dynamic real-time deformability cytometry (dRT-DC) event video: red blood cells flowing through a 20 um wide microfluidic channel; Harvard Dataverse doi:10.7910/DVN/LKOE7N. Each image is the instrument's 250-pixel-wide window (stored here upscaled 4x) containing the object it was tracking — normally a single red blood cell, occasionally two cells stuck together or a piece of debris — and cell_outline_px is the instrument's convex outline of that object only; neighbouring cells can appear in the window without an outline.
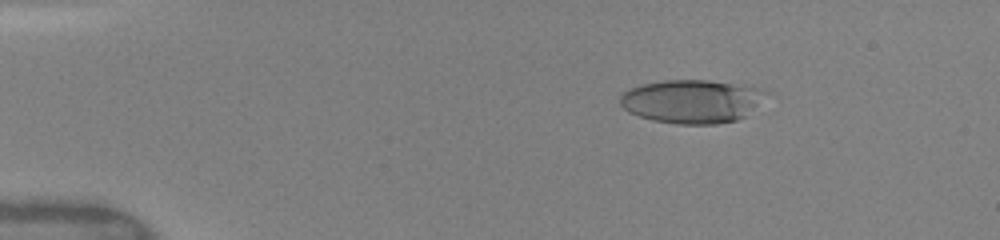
{"species": "human", "species_latin": "Homo sapiens", "temperature_condition": "warm", "stored_images_in_passage": 12, "camera_frame_rate_fps": 3000, "um_per_image_px": 0.085, "donor": {"sex": "female"}, "frame": {"image": 1, "passage_image": 3, "time_ms": 1.667, "image_size_px": [1000, 240], "cell_outline_px": [[768, 92], [744, 116], [736, 120], [716, 124], [676, 124], [652, 120], [628, 112], [620, 104], [620, 96], [628, 88], [640, 84], [664, 80], [708, 80], [756, 88]], "centroid_in_image_um": [58.71, 8.61], "position_along_channel_um": 26.3, "area_um2": 36.47}}
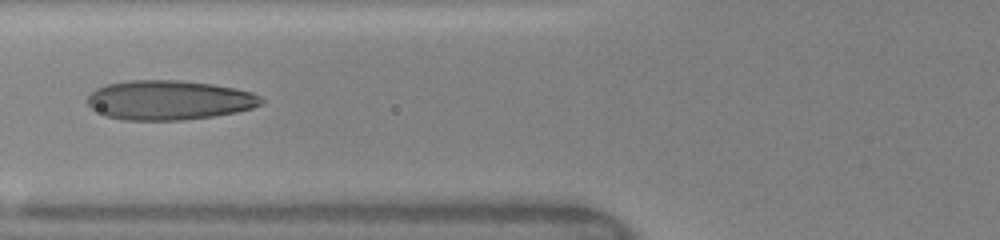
{"frame": {"image": 2, "passage_image": 7, "time_ms": 5.667, "image_size_px": [1000, 240], "cell_outline_px": [[264, 104], [252, 108], [236, 112], [212, 116], [180, 120], [124, 120], [104, 116], [92, 108], [88, 104], [88, 96], [96, 88], [108, 84], [128, 80], [180, 80], [212, 84], [252, 92], [260, 96], [264, 100]], "centroid_in_image_um": [14.37, 8.51], "position_along_channel_um": 111.4, "area_um2": 40.0}}
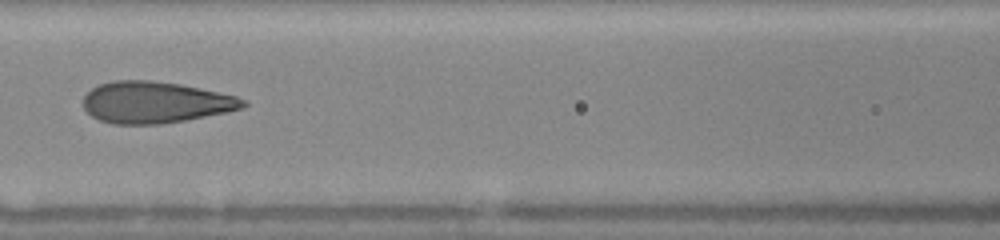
{"frame": {"image": 3, "passage_image": 9, "time_ms": 6.667, "image_size_px": [1000, 240], "cell_outline_px": [[248, 104], [244, 108], [228, 112], [184, 120], [160, 124], [112, 124], [100, 120], [92, 116], [84, 108], [84, 96], [92, 88], [100, 84], [112, 80], [152, 80], [180, 84], [200, 88], [236, 96], [248, 100]], "centroid_in_image_um": [13.23, 8.69], "position_along_channel_um": 153.4, "area_um2": 38.73}}